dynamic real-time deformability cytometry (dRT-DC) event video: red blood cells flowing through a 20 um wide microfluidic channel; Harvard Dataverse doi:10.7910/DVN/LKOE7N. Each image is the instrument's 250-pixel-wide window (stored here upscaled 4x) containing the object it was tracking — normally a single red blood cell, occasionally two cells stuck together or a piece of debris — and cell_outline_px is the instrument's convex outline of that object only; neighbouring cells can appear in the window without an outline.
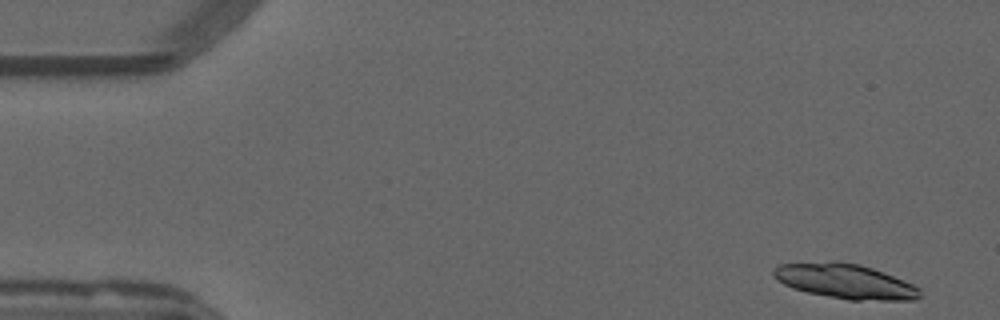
{"species": "common noctule bat (a hibernating species)", "species_latin": "Nyctalus noctula", "temperature_condition": "warm", "stored_images_in_passage": 22, "camera_frame_rate_fps": 3000, "um_per_image_px": 0.085, "animal": {"sex": "male", "forearm_length_mm": 52.5}, "frame": {"image": 1, "passage_image": 2, "time_ms": 0.333, "image_size_px": [1000, 320], "cell_outline_px": [[920, 296], [916, 300], [848, 300], [808, 292], [792, 288], [784, 284], [772, 272], [772, 268], [776, 264], [832, 260], [836, 260], [860, 264], [884, 272], [912, 284], [920, 288]], "centroid_in_image_um": [71.82, 23.89], "position_along_channel_um": 13.2, "area_um2": 29.82}}